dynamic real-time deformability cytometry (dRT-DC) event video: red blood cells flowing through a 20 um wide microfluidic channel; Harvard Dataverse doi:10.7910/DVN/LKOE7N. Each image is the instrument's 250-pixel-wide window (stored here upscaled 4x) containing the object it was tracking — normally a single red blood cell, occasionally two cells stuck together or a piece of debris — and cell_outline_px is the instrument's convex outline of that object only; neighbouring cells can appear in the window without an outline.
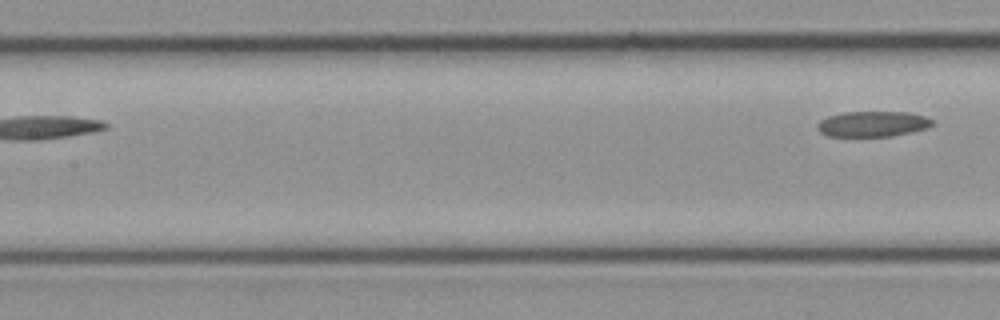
{"species": "common noctule bat (a hibernating species)", "species_latin": "Nyctalus noctula", "temperature_condition": "cold", "stored_images_in_passage": 8, "segment_of_instrument_passage": [2, 2], "camera_frame_rate_fps": 3000, "um_per_image_px": 0.085, "animal": {"sex": "female", "body_mass_g": 21.9}, "frame": {"image": 1, "passage_image": 8, "time_ms": 2.333, "image_size_px": [1000, 320], "cell_outline_px": [[932, 124], [928, 128], [892, 136], [828, 136], [820, 132], [816, 128], [816, 124], [820, 120], [828, 116], [844, 112], [908, 112], [924, 116], [932, 120]], "centroid_in_image_um": [74.14, 10.53], "position_along_channel_um": 133.3, "area_um2": 17.05}}